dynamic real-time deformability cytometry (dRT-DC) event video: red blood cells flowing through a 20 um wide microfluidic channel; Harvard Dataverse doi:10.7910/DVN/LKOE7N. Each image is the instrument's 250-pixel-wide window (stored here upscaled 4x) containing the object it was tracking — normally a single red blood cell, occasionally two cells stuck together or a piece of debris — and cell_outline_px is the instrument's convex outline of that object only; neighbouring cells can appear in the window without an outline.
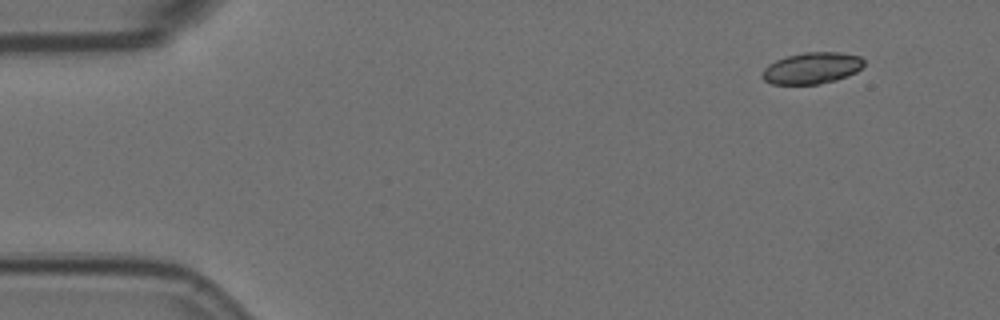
{"species": "Egyptian fruit bat (a non-hibernating species)", "species_latin": "Rousettus aegyptiacus", "temperature_condition": "room temperature", "stored_images_in_passage": 5, "camera_frame_rate_fps": 3000, "um_per_image_px": 0.085, "animal": {"sex": "female"}, "frame": {"image": 1, "passage_image": 1, "time_ms": 0.0, "image_size_px": [1000, 320], "cell_outline_px": [[864, 64], [856, 72], [848, 76], [836, 80], [820, 84], [772, 84], [764, 80], [760, 76], [764, 68], [768, 64], [776, 60], [788, 56], [804, 52], [840, 52], [860, 56], [864, 60]], "centroid_in_image_um": [69.0, 5.79], "position_along_channel_um": 16.0, "area_um2": 18.73}}
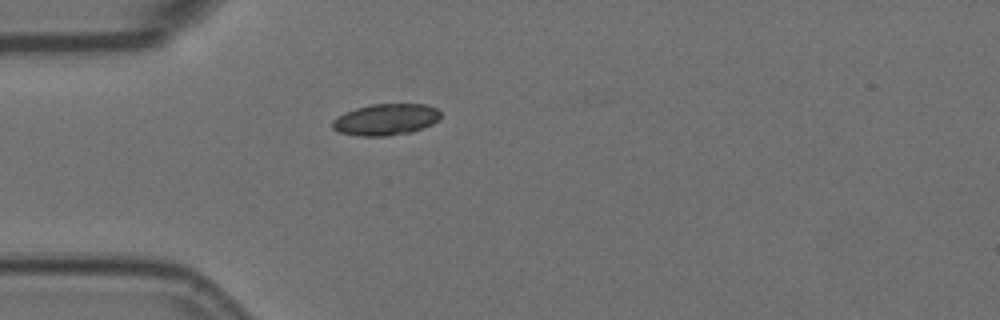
{"frame": {"image": 2, "passage_image": 4, "time_ms": 1.0, "image_size_px": [1000, 320], "cell_outline_px": [[440, 120], [432, 124], [412, 132], [388, 136], [356, 136], [340, 132], [332, 128], [332, 120], [336, 116], [344, 112], [356, 108], [372, 104], [424, 104], [436, 108], [440, 112]], "centroid_in_image_um": [32.78, 10.16], "position_along_channel_um": 52.2, "area_um2": 20.0}}